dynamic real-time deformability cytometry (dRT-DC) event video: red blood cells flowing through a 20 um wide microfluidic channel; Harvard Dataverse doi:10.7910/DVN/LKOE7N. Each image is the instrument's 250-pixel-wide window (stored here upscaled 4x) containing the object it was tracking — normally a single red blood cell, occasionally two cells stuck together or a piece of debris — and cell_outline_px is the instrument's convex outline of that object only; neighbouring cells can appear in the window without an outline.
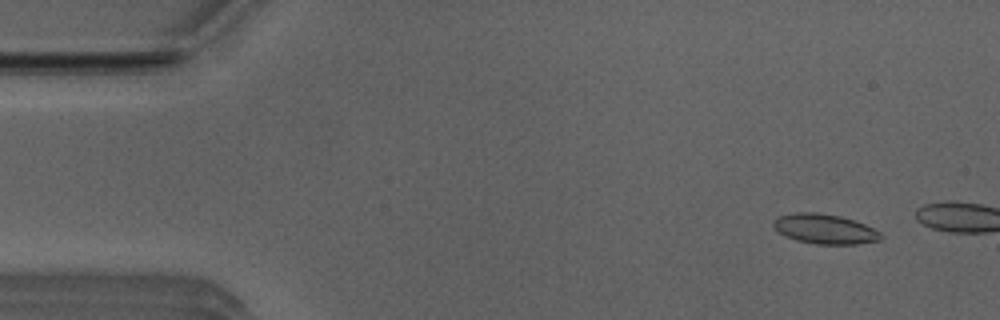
{"species": "Egyptian fruit bat (a non-hibernating species)", "species_latin": "Rousettus aegyptiacus", "temperature_condition": "room temperature", "stored_images_in_passage": 10, "camera_frame_rate_fps": 3000, "um_per_image_px": 0.085, "animal": {"sex": "male"}, "frame": {"image": 1, "passage_image": 4, "time_ms": 1.0, "image_size_px": [1000, 320], "cell_outline_px": [[884, 236], [880, 240], [860, 244], [816, 244], [796, 240], [784, 236], [772, 224], [772, 220], [776, 216], [792, 212], [816, 212], [840, 216], [864, 224], [880, 232]], "centroid_in_image_um": [70.07, 19.46], "position_along_channel_um": 14.9, "area_um2": 18.79}}